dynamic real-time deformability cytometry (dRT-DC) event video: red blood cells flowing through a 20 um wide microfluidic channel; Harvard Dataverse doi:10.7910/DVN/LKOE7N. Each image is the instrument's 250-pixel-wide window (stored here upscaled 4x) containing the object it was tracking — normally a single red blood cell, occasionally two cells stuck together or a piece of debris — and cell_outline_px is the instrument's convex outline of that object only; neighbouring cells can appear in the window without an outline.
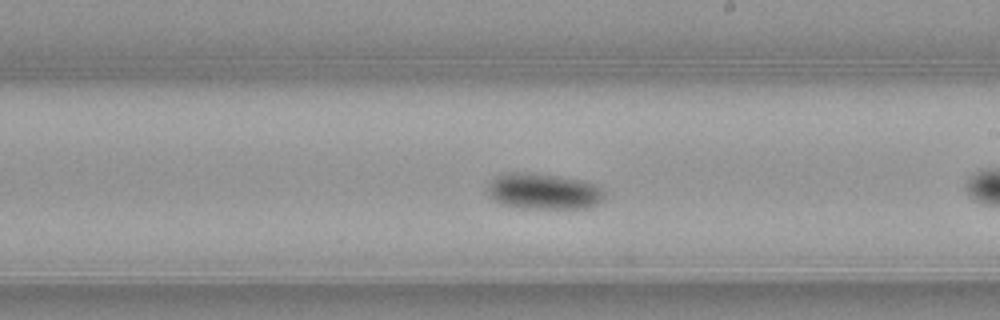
{"species": "common noctule bat (a hibernating species)", "species_latin": "Nyctalus noctula", "temperature_condition": "warm", "stored_images_in_passage": 38, "camera_frame_rate_fps": 3000, "um_per_image_px": 0.085, "animal": {"sex": "female", "body_mass_g": 21.9}, "frame": {"image": 1, "passage_image": 17, "time_ms": 5.333, "image_size_px": [1000, 320], "cell_outline_px": [[604, 200], [588, 208], [520, 208], [500, 204], [488, 196], [488, 184], [496, 176], [504, 172], [516, 172], [556, 176], [580, 180], [596, 184], [604, 192]], "centroid_in_image_um": [46.18, 16.28], "position_along_channel_um": 242.8, "area_um2": 24.45}, "authors_computed_cell_mechanics": {"area_um2": 21.4438, "velocity_mm_per_s": 3.8914, "shape_relaxation_time_tau1_ms": 1.6412, "shape_relaxation_time_tau2_ms": null, "deformation_change_tau1": 0.0854, "deformation_change_tau2": null}}